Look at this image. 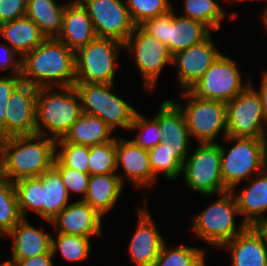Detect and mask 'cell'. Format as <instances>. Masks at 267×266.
Segmentation results:
<instances>
[{
    "label": "cell",
    "mask_w": 267,
    "mask_h": 266,
    "mask_svg": "<svg viewBox=\"0 0 267 266\" xmlns=\"http://www.w3.org/2000/svg\"><path fill=\"white\" fill-rule=\"evenodd\" d=\"M56 139L41 134L5 138L0 146V176L12 181L39 177L53 167Z\"/></svg>",
    "instance_id": "cell-1"
},
{
    "label": "cell",
    "mask_w": 267,
    "mask_h": 266,
    "mask_svg": "<svg viewBox=\"0 0 267 266\" xmlns=\"http://www.w3.org/2000/svg\"><path fill=\"white\" fill-rule=\"evenodd\" d=\"M21 75L24 82L37 88L73 86L75 52L56 37L46 38L22 57Z\"/></svg>",
    "instance_id": "cell-2"
},
{
    "label": "cell",
    "mask_w": 267,
    "mask_h": 266,
    "mask_svg": "<svg viewBox=\"0 0 267 266\" xmlns=\"http://www.w3.org/2000/svg\"><path fill=\"white\" fill-rule=\"evenodd\" d=\"M53 87L38 89L36 97V133L54 139L63 138L73 123L81 116L80 96L75 86L60 87L61 92H52Z\"/></svg>",
    "instance_id": "cell-3"
},
{
    "label": "cell",
    "mask_w": 267,
    "mask_h": 266,
    "mask_svg": "<svg viewBox=\"0 0 267 266\" xmlns=\"http://www.w3.org/2000/svg\"><path fill=\"white\" fill-rule=\"evenodd\" d=\"M219 195L215 202L194 216L191 227L195 236L216 248H221L248 227L244 222L236 227L234 217L240 214L233 192Z\"/></svg>",
    "instance_id": "cell-4"
},
{
    "label": "cell",
    "mask_w": 267,
    "mask_h": 266,
    "mask_svg": "<svg viewBox=\"0 0 267 266\" xmlns=\"http://www.w3.org/2000/svg\"><path fill=\"white\" fill-rule=\"evenodd\" d=\"M224 140L234 145L227 152L220 144L221 176L224 186L234 191L240 182L266 168L263 139L226 136Z\"/></svg>",
    "instance_id": "cell-5"
},
{
    "label": "cell",
    "mask_w": 267,
    "mask_h": 266,
    "mask_svg": "<svg viewBox=\"0 0 267 266\" xmlns=\"http://www.w3.org/2000/svg\"><path fill=\"white\" fill-rule=\"evenodd\" d=\"M82 112L102 119L113 131L116 127L129 130L136 109L112 92L113 83H75Z\"/></svg>",
    "instance_id": "cell-6"
},
{
    "label": "cell",
    "mask_w": 267,
    "mask_h": 266,
    "mask_svg": "<svg viewBox=\"0 0 267 266\" xmlns=\"http://www.w3.org/2000/svg\"><path fill=\"white\" fill-rule=\"evenodd\" d=\"M120 49H124L123 42L104 37L80 47L75 52V83H113Z\"/></svg>",
    "instance_id": "cell-7"
},
{
    "label": "cell",
    "mask_w": 267,
    "mask_h": 266,
    "mask_svg": "<svg viewBox=\"0 0 267 266\" xmlns=\"http://www.w3.org/2000/svg\"><path fill=\"white\" fill-rule=\"evenodd\" d=\"M186 99L185 107L177 100H172L182 111L191 138L199 143H215L218 134L227 136L226 103L198 98L188 90L182 91ZM223 130V131H222Z\"/></svg>",
    "instance_id": "cell-8"
},
{
    "label": "cell",
    "mask_w": 267,
    "mask_h": 266,
    "mask_svg": "<svg viewBox=\"0 0 267 266\" xmlns=\"http://www.w3.org/2000/svg\"><path fill=\"white\" fill-rule=\"evenodd\" d=\"M182 165L183 180L188 188L212 196L229 191L221 176V153L218 143H200Z\"/></svg>",
    "instance_id": "cell-9"
},
{
    "label": "cell",
    "mask_w": 267,
    "mask_h": 266,
    "mask_svg": "<svg viewBox=\"0 0 267 266\" xmlns=\"http://www.w3.org/2000/svg\"><path fill=\"white\" fill-rule=\"evenodd\" d=\"M241 74L236 61L222 53L188 91L198 98L227 103L251 83L250 78L243 84Z\"/></svg>",
    "instance_id": "cell-10"
},
{
    "label": "cell",
    "mask_w": 267,
    "mask_h": 266,
    "mask_svg": "<svg viewBox=\"0 0 267 266\" xmlns=\"http://www.w3.org/2000/svg\"><path fill=\"white\" fill-rule=\"evenodd\" d=\"M227 136L263 138L266 122L261 98L250 83L226 103Z\"/></svg>",
    "instance_id": "cell-11"
},
{
    "label": "cell",
    "mask_w": 267,
    "mask_h": 266,
    "mask_svg": "<svg viewBox=\"0 0 267 266\" xmlns=\"http://www.w3.org/2000/svg\"><path fill=\"white\" fill-rule=\"evenodd\" d=\"M124 49L133 55L135 64L143 77L145 88L149 91L153 90L163 68L172 63L173 56L168 47L141 26H136L124 42Z\"/></svg>",
    "instance_id": "cell-12"
},
{
    "label": "cell",
    "mask_w": 267,
    "mask_h": 266,
    "mask_svg": "<svg viewBox=\"0 0 267 266\" xmlns=\"http://www.w3.org/2000/svg\"><path fill=\"white\" fill-rule=\"evenodd\" d=\"M87 10L97 37L125 42L137 26L122 0H78Z\"/></svg>",
    "instance_id": "cell-13"
},
{
    "label": "cell",
    "mask_w": 267,
    "mask_h": 266,
    "mask_svg": "<svg viewBox=\"0 0 267 266\" xmlns=\"http://www.w3.org/2000/svg\"><path fill=\"white\" fill-rule=\"evenodd\" d=\"M37 87L22 81L6 104L5 123L0 127L5 138L36 133Z\"/></svg>",
    "instance_id": "cell-14"
},
{
    "label": "cell",
    "mask_w": 267,
    "mask_h": 266,
    "mask_svg": "<svg viewBox=\"0 0 267 266\" xmlns=\"http://www.w3.org/2000/svg\"><path fill=\"white\" fill-rule=\"evenodd\" d=\"M221 54L210 35L201 43L173 55L172 64L177 66V82L181 89L192 87Z\"/></svg>",
    "instance_id": "cell-15"
},
{
    "label": "cell",
    "mask_w": 267,
    "mask_h": 266,
    "mask_svg": "<svg viewBox=\"0 0 267 266\" xmlns=\"http://www.w3.org/2000/svg\"><path fill=\"white\" fill-rule=\"evenodd\" d=\"M144 202L145 206L143 208L137 207L138 223L127 251L130 255V260L136 266H153L166 241L156 228L151 214H149L146 200Z\"/></svg>",
    "instance_id": "cell-16"
},
{
    "label": "cell",
    "mask_w": 267,
    "mask_h": 266,
    "mask_svg": "<svg viewBox=\"0 0 267 266\" xmlns=\"http://www.w3.org/2000/svg\"><path fill=\"white\" fill-rule=\"evenodd\" d=\"M102 217L82 199L69 203L50 223L57 233L92 238L102 235Z\"/></svg>",
    "instance_id": "cell-17"
},
{
    "label": "cell",
    "mask_w": 267,
    "mask_h": 266,
    "mask_svg": "<svg viewBox=\"0 0 267 266\" xmlns=\"http://www.w3.org/2000/svg\"><path fill=\"white\" fill-rule=\"evenodd\" d=\"M117 169L123 168L124 175H119L121 183L128 179L136 188L151 187L154 174L150 166L147 149L136 146L130 139L116 138ZM125 177V178H124Z\"/></svg>",
    "instance_id": "cell-18"
},
{
    "label": "cell",
    "mask_w": 267,
    "mask_h": 266,
    "mask_svg": "<svg viewBox=\"0 0 267 266\" xmlns=\"http://www.w3.org/2000/svg\"><path fill=\"white\" fill-rule=\"evenodd\" d=\"M224 247L232 266H267V237L260 227L248 226Z\"/></svg>",
    "instance_id": "cell-19"
},
{
    "label": "cell",
    "mask_w": 267,
    "mask_h": 266,
    "mask_svg": "<svg viewBox=\"0 0 267 266\" xmlns=\"http://www.w3.org/2000/svg\"><path fill=\"white\" fill-rule=\"evenodd\" d=\"M96 37L92 20L83 5L78 0L67 2L63 13L62 28L56 38L76 52Z\"/></svg>",
    "instance_id": "cell-20"
},
{
    "label": "cell",
    "mask_w": 267,
    "mask_h": 266,
    "mask_svg": "<svg viewBox=\"0 0 267 266\" xmlns=\"http://www.w3.org/2000/svg\"><path fill=\"white\" fill-rule=\"evenodd\" d=\"M247 184L237 195L232 192L239 214L244 216L243 222L247 226L259 227L267 221V215L262 216L267 211V168L256 174L254 180L249 179Z\"/></svg>",
    "instance_id": "cell-21"
},
{
    "label": "cell",
    "mask_w": 267,
    "mask_h": 266,
    "mask_svg": "<svg viewBox=\"0 0 267 266\" xmlns=\"http://www.w3.org/2000/svg\"><path fill=\"white\" fill-rule=\"evenodd\" d=\"M13 239L11 259L31 258L40 254L52 253V237L44 228L37 229L23 218L6 235Z\"/></svg>",
    "instance_id": "cell-22"
},
{
    "label": "cell",
    "mask_w": 267,
    "mask_h": 266,
    "mask_svg": "<svg viewBox=\"0 0 267 266\" xmlns=\"http://www.w3.org/2000/svg\"><path fill=\"white\" fill-rule=\"evenodd\" d=\"M123 187L117 173L90 175L88 190L82 200L104 216L118 202Z\"/></svg>",
    "instance_id": "cell-23"
},
{
    "label": "cell",
    "mask_w": 267,
    "mask_h": 266,
    "mask_svg": "<svg viewBox=\"0 0 267 266\" xmlns=\"http://www.w3.org/2000/svg\"><path fill=\"white\" fill-rule=\"evenodd\" d=\"M112 134L113 129L102 119L82 112L66 135L63 138L57 139L56 142H70L90 147L114 140L116 137L111 136Z\"/></svg>",
    "instance_id": "cell-24"
},
{
    "label": "cell",
    "mask_w": 267,
    "mask_h": 266,
    "mask_svg": "<svg viewBox=\"0 0 267 266\" xmlns=\"http://www.w3.org/2000/svg\"><path fill=\"white\" fill-rule=\"evenodd\" d=\"M155 118L159 121L162 141L172 148H190V134L184 115L172 100H164Z\"/></svg>",
    "instance_id": "cell-25"
},
{
    "label": "cell",
    "mask_w": 267,
    "mask_h": 266,
    "mask_svg": "<svg viewBox=\"0 0 267 266\" xmlns=\"http://www.w3.org/2000/svg\"><path fill=\"white\" fill-rule=\"evenodd\" d=\"M0 35L21 58L46 39L38 25L27 16L1 24Z\"/></svg>",
    "instance_id": "cell-26"
},
{
    "label": "cell",
    "mask_w": 267,
    "mask_h": 266,
    "mask_svg": "<svg viewBox=\"0 0 267 266\" xmlns=\"http://www.w3.org/2000/svg\"><path fill=\"white\" fill-rule=\"evenodd\" d=\"M174 10L173 8V22L169 25V52L172 56L201 43L212 34L211 29L202 22L176 16Z\"/></svg>",
    "instance_id": "cell-27"
},
{
    "label": "cell",
    "mask_w": 267,
    "mask_h": 266,
    "mask_svg": "<svg viewBox=\"0 0 267 266\" xmlns=\"http://www.w3.org/2000/svg\"><path fill=\"white\" fill-rule=\"evenodd\" d=\"M70 197L61 175L52 167L41 175V217L50 222L69 203Z\"/></svg>",
    "instance_id": "cell-28"
},
{
    "label": "cell",
    "mask_w": 267,
    "mask_h": 266,
    "mask_svg": "<svg viewBox=\"0 0 267 266\" xmlns=\"http://www.w3.org/2000/svg\"><path fill=\"white\" fill-rule=\"evenodd\" d=\"M189 148H172L161 141L148 150L150 166L154 174V185L159 174L173 180L182 173V165L188 157Z\"/></svg>",
    "instance_id": "cell-29"
},
{
    "label": "cell",
    "mask_w": 267,
    "mask_h": 266,
    "mask_svg": "<svg viewBox=\"0 0 267 266\" xmlns=\"http://www.w3.org/2000/svg\"><path fill=\"white\" fill-rule=\"evenodd\" d=\"M66 4L55 0H27L26 16L33 20L46 38L57 37L62 28Z\"/></svg>",
    "instance_id": "cell-30"
},
{
    "label": "cell",
    "mask_w": 267,
    "mask_h": 266,
    "mask_svg": "<svg viewBox=\"0 0 267 266\" xmlns=\"http://www.w3.org/2000/svg\"><path fill=\"white\" fill-rule=\"evenodd\" d=\"M22 219L14 183L0 176V239Z\"/></svg>",
    "instance_id": "cell-31"
},
{
    "label": "cell",
    "mask_w": 267,
    "mask_h": 266,
    "mask_svg": "<svg viewBox=\"0 0 267 266\" xmlns=\"http://www.w3.org/2000/svg\"><path fill=\"white\" fill-rule=\"evenodd\" d=\"M204 249L179 245L173 249L165 242L153 266H206Z\"/></svg>",
    "instance_id": "cell-32"
},
{
    "label": "cell",
    "mask_w": 267,
    "mask_h": 266,
    "mask_svg": "<svg viewBox=\"0 0 267 266\" xmlns=\"http://www.w3.org/2000/svg\"><path fill=\"white\" fill-rule=\"evenodd\" d=\"M183 3L185 14L181 16L202 22L212 31L220 29L225 12L216 0H183Z\"/></svg>",
    "instance_id": "cell-33"
},
{
    "label": "cell",
    "mask_w": 267,
    "mask_h": 266,
    "mask_svg": "<svg viewBox=\"0 0 267 266\" xmlns=\"http://www.w3.org/2000/svg\"><path fill=\"white\" fill-rule=\"evenodd\" d=\"M57 238H52V253L60 252L63 259L70 262H83L88 259L91 251L90 238L68 235L63 233H56Z\"/></svg>",
    "instance_id": "cell-34"
},
{
    "label": "cell",
    "mask_w": 267,
    "mask_h": 266,
    "mask_svg": "<svg viewBox=\"0 0 267 266\" xmlns=\"http://www.w3.org/2000/svg\"><path fill=\"white\" fill-rule=\"evenodd\" d=\"M14 186L22 218H26L28 210L41 217V176L20 179Z\"/></svg>",
    "instance_id": "cell-35"
},
{
    "label": "cell",
    "mask_w": 267,
    "mask_h": 266,
    "mask_svg": "<svg viewBox=\"0 0 267 266\" xmlns=\"http://www.w3.org/2000/svg\"><path fill=\"white\" fill-rule=\"evenodd\" d=\"M116 138L110 142L90 146L88 167L90 175L110 174L117 172Z\"/></svg>",
    "instance_id": "cell-36"
},
{
    "label": "cell",
    "mask_w": 267,
    "mask_h": 266,
    "mask_svg": "<svg viewBox=\"0 0 267 266\" xmlns=\"http://www.w3.org/2000/svg\"><path fill=\"white\" fill-rule=\"evenodd\" d=\"M129 130H139L136 138L130 140L143 149L149 150L162 141L159 121L155 117L148 121L139 111H136Z\"/></svg>",
    "instance_id": "cell-37"
},
{
    "label": "cell",
    "mask_w": 267,
    "mask_h": 266,
    "mask_svg": "<svg viewBox=\"0 0 267 266\" xmlns=\"http://www.w3.org/2000/svg\"><path fill=\"white\" fill-rule=\"evenodd\" d=\"M133 22L140 26L146 20L164 15L173 9L170 0H125Z\"/></svg>",
    "instance_id": "cell-38"
},
{
    "label": "cell",
    "mask_w": 267,
    "mask_h": 266,
    "mask_svg": "<svg viewBox=\"0 0 267 266\" xmlns=\"http://www.w3.org/2000/svg\"><path fill=\"white\" fill-rule=\"evenodd\" d=\"M88 158L89 146L70 142H56V159L63 166L89 173Z\"/></svg>",
    "instance_id": "cell-39"
},
{
    "label": "cell",
    "mask_w": 267,
    "mask_h": 266,
    "mask_svg": "<svg viewBox=\"0 0 267 266\" xmlns=\"http://www.w3.org/2000/svg\"><path fill=\"white\" fill-rule=\"evenodd\" d=\"M53 167L61 175L63 184L68 191L69 196L72 192L80 193L83 194L82 199H84L88 190L90 174L65 167L56 158L54 160Z\"/></svg>",
    "instance_id": "cell-40"
},
{
    "label": "cell",
    "mask_w": 267,
    "mask_h": 266,
    "mask_svg": "<svg viewBox=\"0 0 267 266\" xmlns=\"http://www.w3.org/2000/svg\"><path fill=\"white\" fill-rule=\"evenodd\" d=\"M173 22V9L168 13L150 18L140 25L151 36L166 45L169 50V25Z\"/></svg>",
    "instance_id": "cell-41"
},
{
    "label": "cell",
    "mask_w": 267,
    "mask_h": 266,
    "mask_svg": "<svg viewBox=\"0 0 267 266\" xmlns=\"http://www.w3.org/2000/svg\"><path fill=\"white\" fill-rule=\"evenodd\" d=\"M22 75H4L0 78V127L5 123L6 107L11 93L22 82Z\"/></svg>",
    "instance_id": "cell-42"
},
{
    "label": "cell",
    "mask_w": 267,
    "mask_h": 266,
    "mask_svg": "<svg viewBox=\"0 0 267 266\" xmlns=\"http://www.w3.org/2000/svg\"><path fill=\"white\" fill-rule=\"evenodd\" d=\"M27 0H0V25L26 16Z\"/></svg>",
    "instance_id": "cell-43"
},
{
    "label": "cell",
    "mask_w": 267,
    "mask_h": 266,
    "mask_svg": "<svg viewBox=\"0 0 267 266\" xmlns=\"http://www.w3.org/2000/svg\"><path fill=\"white\" fill-rule=\"evenodd\" d=\"M0 43V71H5L11 69L12 72L10 74L17 75L21 74V61L22 58L16 57L19 54L11 48L8 43Z\"/></svg>",
    "instance_id": "cell-44"
},
{
    "label": "cell",
    "mask_w": 267,
    "mask_h": 266,
    "mask_svg": "<svg viewBox=\"0 0 267 266\" xmlns=\"http://www.w3.org/2000/svg\"><path fill=\"white\" fill-rule=\"evenodd\" d=\"M53 257V253H45L25 259H8V261L15 263L16 266H54Z\"/></svg>",
    "instance_id": "cell-45"
},
{
    "label": "cell",
    "mask_w": 267,
    "mask_h": 266,
    "mask_svg": "<svg viewBox=\"0 0 267 266\" xmlns=\"http://www.w3.org/2000/svg\"><path fill=\"white\" fill-rule=\"evenodd\" d=\"M257 92L261 98L265 120L267 122V71L263 72L260 90H258Z\"/></svg>",
    "instance_id": "cell-46"
},
{
    "label": "cell",
    "mask_w": 267,
    "mask_h": 266,
    "mask_svg": "<svg viewBox=\"0 0 267 266\" xmlns=\"http://www.w3.org/2000/svg\"><path fill=\"white\" fill-rule=\"evenodd\" d=\"M267 133L263 136V145H264V162L267 168Z\"/></svg>",
    "instance_id": "cell-47"
},
{
    "label": "cell",
    "mask_w": 267,
    "mask_h": 266,
    "mask_svg": "<svg viewBox=\"0 0 267 266\" xmlns=\"http://www.w3.org/2000/svg\"><path fill=\"white\" fill-rule=\"evenodd\" d=\"M261 16L263 19L264 26L267 27V4H266L265 10L263 11V14Z\"/></svg>",
    "instance_id": "cell-48"
},
{
    "label": "cell",
    "mask_w": 267,
    "mask_h": 266,
    "mask_svg": "<svg viewBox=\"0 0 267 266\" xmlns=\"http://www.w3.org/2000/svg\"><path fill=\"white\" fill-rule=\"evenodd\" d=\"M259 227L264 231V233L266 234V237H267V222H264Z\"/></svg>",
    "instance_id": "cell-49"
},
{
    "label": "cell",
    "mask_w": 267,
    "mask_h": 266,
    "mask_svg": "<svg viewBox=\"0 0 267 266\" xmlns=\"http://www.w3.org/2000/svg\"><path fill=\"white\" fill-rule=\"evenodd\" d=\"M0 266H16V264L6 260L4 263L0 264Z\"/></svg>",
    "instance_id": "cell-50"
},
{
    "label": "cell",
    "mask_w": 267,
    "mask_h": 266,
    "mask_svg": "<svg viewBox=\"0 0 267 266\" xmlns=\"http://www.w3.org/2000/svg\"><path fill=\"white\" fill-rule=\"evenodd\" d=\"M5 141V136L3 135L1 129H0V146L2 145V143Z\"/></svg>",
    "instance_id": "cell-51"
},
{
    "label": "cell",
    "mask_w": 267,
    "mask_h": 266,
    "mask_svg": "<svg viewBox=\"0 0 267 266\" xmlns=\"http://www.w3.org/2000/svg\"><path fill=\"white\" fill-rule=\"evenodd\" d=\"M234 2H236V1H253V0H233ZM256 1H258V0H256ZM260 1V0H259ZM263 1H267V0H263Z\"/></svg>",
    "instance_id": "cell-52"
}]
</instances>
